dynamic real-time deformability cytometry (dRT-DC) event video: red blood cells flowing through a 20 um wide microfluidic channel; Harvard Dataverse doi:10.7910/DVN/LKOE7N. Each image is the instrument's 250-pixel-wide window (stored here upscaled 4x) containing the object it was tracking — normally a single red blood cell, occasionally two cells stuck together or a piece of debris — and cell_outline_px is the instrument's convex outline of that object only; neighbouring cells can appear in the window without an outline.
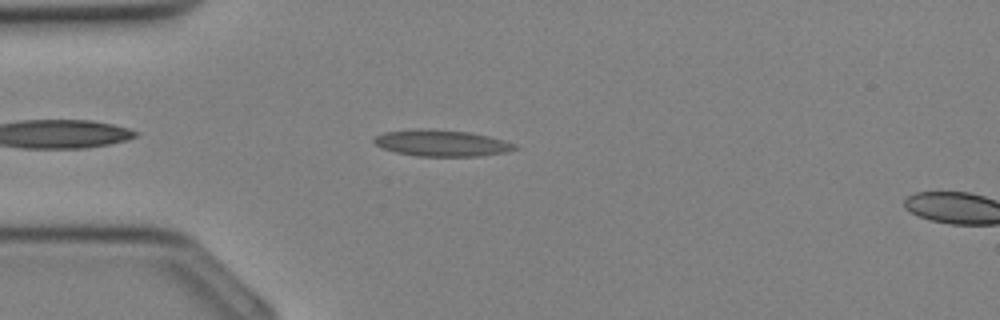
{"species": "Egyptian fruit bat (a non-hibernating species)", "species_latin": "Rousettus aegyptiacus", "temperature_condition": "cold", "stored_images_in_passage": 5, "camera_frame_rate_fps": 3000, "um_per_image_px": 0.085, "animal": {"sex": "female"}, "frame": {"image": 1, "passage_image": 3, "time_ms": 0.667, "image_size_px": [1000, 320], "cell_outline_px": [[520, 148], [504, 152], [480, 156], [416, 156], [396, 152], [384, 148], [376, 144], [372, 140], [376, 136], [384, 132], [420, 128], [468, 132], [488, 136], [504, 140], [516, 144]], "centroid_in_image_um": [37.55, 12.16], "position_along_channel_um": 47.5, "area_um2": 21.5}}